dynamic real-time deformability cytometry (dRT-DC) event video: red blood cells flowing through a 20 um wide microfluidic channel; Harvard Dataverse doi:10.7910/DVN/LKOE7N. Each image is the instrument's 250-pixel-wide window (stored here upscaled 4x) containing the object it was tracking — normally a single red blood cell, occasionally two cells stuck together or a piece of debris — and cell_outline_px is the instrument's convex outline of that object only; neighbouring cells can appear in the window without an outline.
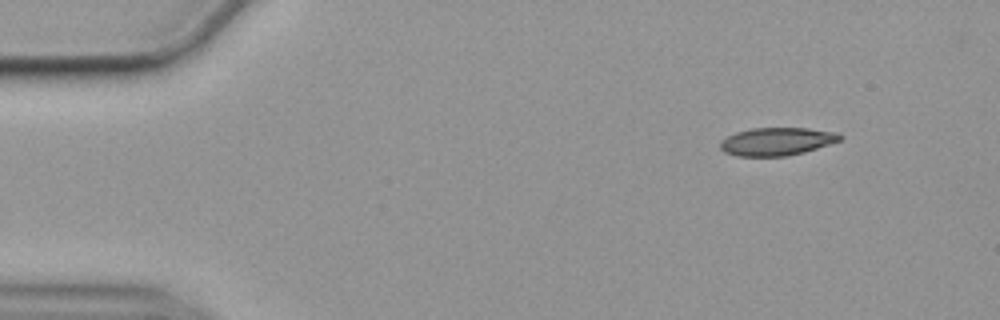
{"species": "common noctule bat (a hibernating species)", "species_latin": "Nyctalus noctula", "temperature_condition": "cold", "stored_images_in_passage": 51, "camera_frame_rate_fps": 3000, "um_per_image_px": 0.085, "animal": {"sex": "female", "body_mass_g": 19.9}, "frame": {"image": 1, "passage_image": 1, "time_ms": 0.0, "image_size_px": [1000, 320], "cell_outline_px": [[844, 136], [840, 140], [804, 152], [788, 156], [736, 156], [724, 152], [720, 148], [720, 140], [736, 132], [752, 128], [808, 128], [836, 132]], "centroid_in_image_um": [66.01, 12.02], "position_along_channel_um": 19.0, "area_um2": 19.48}}
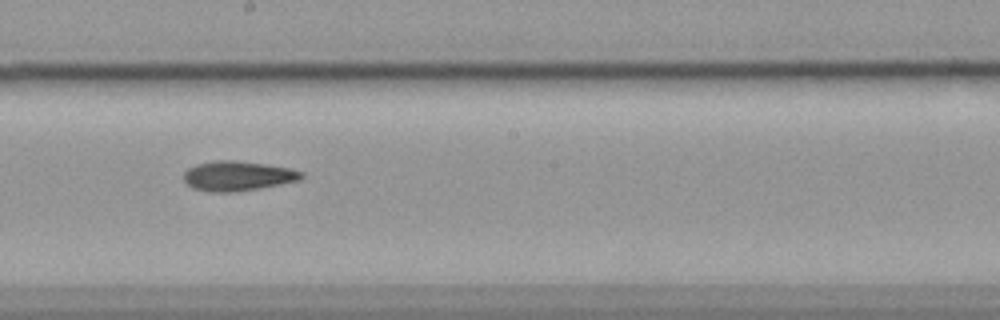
{"frame": {"image": 2, "passage_image": 26, "time_ms": 8.333, "image_size_px": [1000, 320], "cell_outline_px": [[304, 176], [300, 180], [260, 188], [236, 192], [212, 192], [192, 188], [184, 180], [184, 172], [188, 168], [196, 164], [212, 160], [232, 160], [264, 164], [288, 168], [304, 172]], "centroid_in_image_um": [20.19, 14.95], "position_along_channel_um": 228.0, "area_um2": 20.4}}
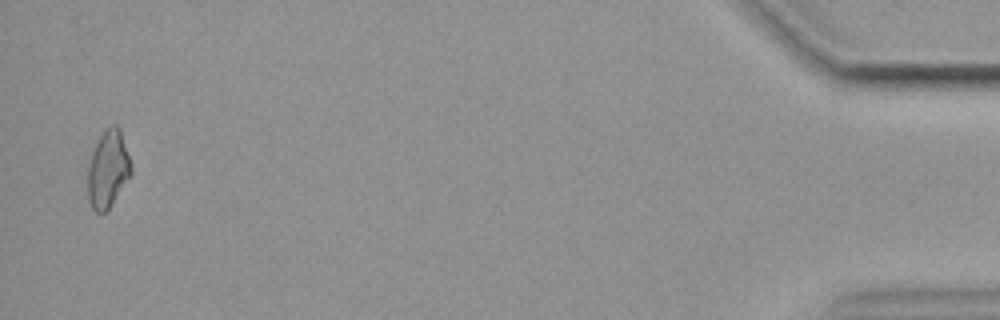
{"frame": {"image": 3, "passage_image": 50, "time_ms": 16.333, "image_size_px": [1000, 320], "cell_outline_px": [[132, 172], [108, 208], [104, 212], [96, 212], [92, 208], [88, 200], [88, 164], [92, 152], [100, 136], [112, 124], [116, 124], [120, 128], [132, 164]], "centroid_in_image_um": [9.18, 14.35], "position_along_channel_um": 426.0, "area_um2": 19.19}, "authors_computed_cell_mechanics": {"area_um2": 19.9988, "velocity_mm_per_s": 3.5652, "shape_relaxation_time_tau1_ms": 8.8393, "shape_relaxation_time_tau2_ms": null, "deformation_change_tau1": 0.1903, "deformation_change_tau2": null}}